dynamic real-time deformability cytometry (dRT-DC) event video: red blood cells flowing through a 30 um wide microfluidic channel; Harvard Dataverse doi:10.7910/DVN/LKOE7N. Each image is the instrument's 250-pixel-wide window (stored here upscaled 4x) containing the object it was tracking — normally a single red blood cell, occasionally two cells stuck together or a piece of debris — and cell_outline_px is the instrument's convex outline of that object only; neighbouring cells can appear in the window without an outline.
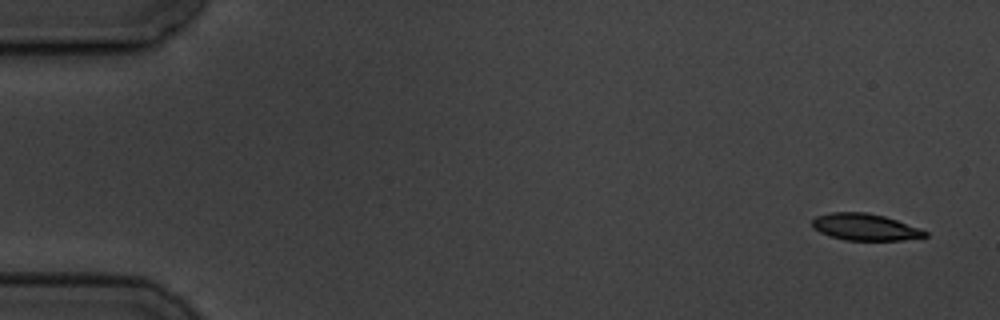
{"species": "common noctule bat (a hibernating species)", "species_latin": "Nyctalus noctula", "temperature_condition": "cold", "stored_images_in_passage": 5, "camera_frame_rate_fps": 3000, "um_per_image_px": 0.085, "animal": {"sex": "male", "body_mass_g": 19.5, "forearm_length_mm": 54.6}, "frame": {"image": 1, "passage_image": 1, "time_ms": 0.0, "image_size_px": [1000, 320], "cell_outline_px": [[928, 236], [904, 240], [844, 240], [828, 236], [812, 228], [812, 220], [816, 216], [832, 212], [864, 212], [884, 216], [920, 228], [928, 232]], "centroid_in_image_um": [73.51, 19.3], "position_along_channel_um": 11.5, "area_um2": 17.63}}
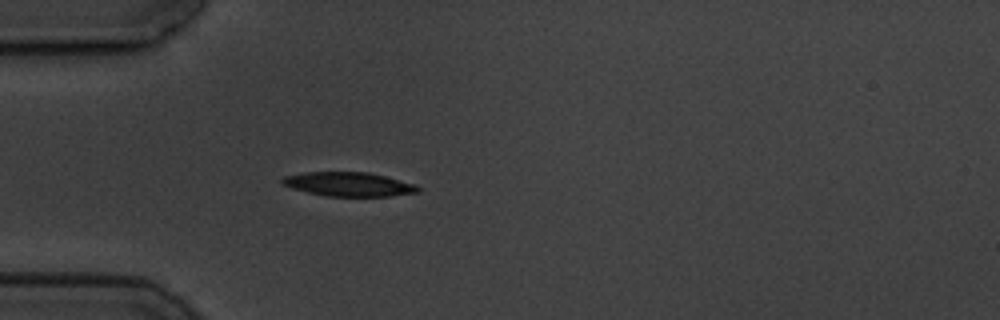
{"frame": {"image": 2, "passage_image": 5, "time_ms": 4.667, "image_size_px": [1000, 320], "cell_outline_px": [[420, 192], [392, 196], [324, 196], [292, 188], [280, 184], [280, 180], [284, 176], [304, 172], [368, 172], [416, 184], [420, 188]], "centroid_in_image_um": [29.63, 15.66], "position_along_channel_um": 55.4, "area_um2": 19.13}}